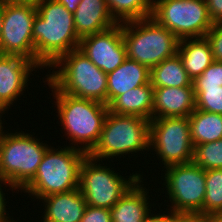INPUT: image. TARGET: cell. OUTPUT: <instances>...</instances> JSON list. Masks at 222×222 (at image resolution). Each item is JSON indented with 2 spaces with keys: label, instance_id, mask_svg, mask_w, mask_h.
<instances>
[{
  "label": "cell",
  "instance_id": "cell-1",
  "mask_svg": "<svg viewBox=\"0 0 222 222\" xmlns=\"http://www.w3.org/2000/svg\"><path fill=\"white\" fill-rule=\"evenodd\" d=\"M33 23L34 63L50 68L59 58L79 48L74 15L56 0H38Z\"/></svg>",
  "mask_w": 222,
  "mask_h": 222
},
{
  "label": "cell",
  "instance_id": "cell-2",
  "mask_svg": "<svg viewBox=\"0 0 222 222\" xmlns=\"http://www.w3.org/2000/svg\"><path fill=\"white\" fill-rule=\"evenodd\" d=\"M52 93L56 99V116L59 117L62 131H65L64 135L71 141L69 146L88 155L99 141L109 107L102 102L74 97L61 91Z\"/></svg>",
  "mask_w": 222,
  "mask_h": 222
},
{
  "label": "cell",
  "instance_id": "cell-3",
  "mask_svg": "<svg viewBox=\"0 0 222 222\" xmlns=\"http://www.w3.org/2000/svg\"><path fill=\"white\" fill-rule=\"evenodd\" d=\"M53 71L43 80L51 91H61L78 98L91 99L107 105V74L96 67L79 49L59 58Z\"/></svg>",
  "mask_w": 222,
  "mask_h": 222
},
{
  "label": "cell",
  "instance_id": "cell-4",
  "mask_svg": "<svg viewBox=\"0 0 222 222\" xmlns=\"http://www.w3.org/2000/svg\"><path fill=\"white\" fill-rule=\"evenodd\" d=\"M60 148L46 150L34 178L22 189L24 193L41 199L79 188L80 165L87 154L66 145Z\"/></svg>",
  "mask_w": 222,
  "mask_h": 222
},
{
  "label": "cell",
  "instance_id": "cell-5",
  "mask_svg": "<svg viewBox=\"0 0 222 222\" xmlns=\"http://www.w3.org/2000/svg\"><path fill=\"white\" fill-rule=\"evenodd\" d=\"M150 120L135 115L108 112L98 143L88 154L101 161L149 150ZM120 155V156H119Z\"/></svg>",
  "mask_w": 222,
  "mask_h": 222
},
{
  "label": "cell",
  "instance_id": "cell-6",
  "mask_svg": "<svg viewBox=\"0 0 222 222\" xmlns=\"http://www.w3.org/2000/svg\"><path fill=\"white\" fill-rule=\"evenodd\" d=\"M127 58L150 70L177 54L179 39L152 17L122 23Z\"/></svg>",
  "mask_w": 222,
  "mask_h": 222
},
{
  "label": "cell",
  "instance_id": "cell-7",
  "mask_svg": "<svg viewBox=\"0 0 222 222\" xmlns=\"http://www.w3.org/2000/svg\"><path fill=\"white\" fill-rule=\"evenodd\" d=\"M32 134L8 132L0 143V180L21 190L34 178L49 148Z\"/></svg>",
  "mask_w": 222,
  "mask_h": 222
},
{
  "label": "cell",
  "instance_id": "cell-8",
  "mask_svg": "<svg viewBox=\"0 0 222 222\" xmlns=\"http://www.w3.org/2000/svg\"><path fill=\"white\" fill-rule=\"evenodd\" d=\"M97 162L88 155L82 161L79 190L87 205L111 209L142 175L133 172L129 178H125L120 172L116 173L111 166H102L100 161L99 164Z\"/></svg>",
  "mask_w": 222,
  "mask_h": 222
},
{
  "label": "cell",
  "instance_id": "cell-9",
  "mask_svg": "<svg viewBox=\"0 0 222 222\" xmlns=\"http://www.w3.org/2000/svg\"><path fill=\"white\" fill-rule=\"evenodd\" d=\"M151 17L179 40L205 37L213 25L206 0H153Z\"/></svg>",
  "mask_w": 222,
  "mask_h": 222
},
{
  "label": "cell",
  "instance_id": "cell-10",
  "mask_svg": "<svg viewBox=\"0 0 222 222\" xmlns=\"http://www.w3.org/2000/svg\"><path fill=\"white\" fill-rule=\"evenodd\" d=\"M149 150L157 154L164 168L193 161L194 146L189 117L151 119Z\"/></svg>",
  "mask_w": 222,
  "mask_h": 222
},
{
  "label": "cell",
  "instance_id": "cell-11",
  "mask_svg": "<svg viewBox=\"0 0 222 222\" xmlns=\"http://www.w3.org/2000/svg\"><path fill=\"white\" fill-rule=\"evenodd\" d=\"M163 173V182L170 199V208L180 214H203V202L206 194L205 170L193 161L171 165Z\"/></svg>",
  "mask_w": 222,
  "mask_h": 222
},
{
  "label": "cell",
  "instance_id": "cell-12",
  "mask_svg": "<svg viewBox=\"0 0 222 222\" xmlns=\"http://www.w3.org/2000/svg\"><path fill=\"white\" fill-rule=\"evenodd\" d=\"M36 3H4L0 54L18 55L34 62L33 23Z\"/></svg>",
  "mask_w": 222,
  "mask_h": 222
},
{
  "label": "cell",
  "instance_id": "cell-13",
  "mask_svg": "<svg viewBox=\"0 0 222 222\" xmlns=\"http://www.w3.org/2000/svg\"><path fill=\"white\" fill-rule=\"evenodd\" d=\"M78 49L104 73L112 72L127 59L122 23L81 38Z\"/></svg>",
  "mask_w": 222,
  "mask_h": 222
},
{
  "label": "cell",
  "instance_id": "cell-14",
  "mask_svg": "<svg viewBox=\"0 0 222 222\" xmlns=\"http://www.w3.org/2000/svg\"><path fill=\"white\" fill-rule=\"evenodd\" d=\"M35 69L39 67L25 57L0 54V102L8 110L28 88L27 82Z\"/></svg>",
  "mask_w": 222,
  "mask_h": 222
},
{
  "label": "cell",
  "instance_id": "cell-15",
  "mask_svg": "<svg viewBox=\"0 0 222 222\" xmlns=\"http://www.w3.org/2000/svg\"><path fill=\"white\" fill-rule=\"evenodd\" d=\"M196 109L193 87L154 88L153 119L189 117Z\"/></svg>",
  "mask_w": 222,
  "mask_h": 222
},
{
  "label": "cell",
  "instance_id": "cell-16",
  "mask_svg": "<svg viewBox=\"0 0 222 222\" xmlns=\"http://www.w3.org/2000/svg\"><path fill=\"white\" fill-rule=\"evenodd\" d=\"M43 202V222H81L87 207L79 188L39 199Z\"/></svg>",
  "mask_w": 222,
  "mask_h": 222
},
{
  "label": "cell",
  "instance_id": "cell-17",
  "mask_svg": "<svg viewBox=\"0 0 222 222\" xmlns=\"http://www.w3.org/2000/svg\"><path fill=\"white\" fill-rule=\"evenodd\" d=\"M142 180L143 176L109 209L112 222H145L148 214L153 211L148 201L152 200L148 196L149 190L141 183Z\"/></svg>",
  "mask_w": 222,
  "mask_h": 222
},
{
  "label": "cell",
  "instance_id": "cell-18",
  "mask_svg": "<svg viewBox=\"0 0 222 222\" xmlns=\"http://www.w3.org/2000/svg\"><path fill=\"white\" fill-rule=\"evenodd\" d=\"M73 15L75 31L80 39L117 24L109 12L106 0H81Z\"/></svg>",
  "mask_w": 222,
  "mask_h": 222
},
{
  "label": "cell",
  "instance_id": "cell-19",
  "mask_svg": "<svg viewBox=\"0 0 222 222\" xmlns=\"http://www.w3.org/2000/svg\"><path fill=\"white\" fill-rule=\"evenodd\" d=\"M150 69L127 58L117 69L107 74V106L118 96L150 83Z\"/></svg>",
  "mask_w": 222,
  "mask_h": 222
},
{
  "label": "cell",
  "instance_id": "cell-20",
  "mask_svg": "<svg viewBox=\"0 0 222 222\" xmlns=\"http://www.w3.org/2000/svg\"><path fill=\"white\" fill-rule=\"evenodd\" d=\"M154 87L151 82L118 96L108 107L119 115H135L147 120L153 119Z\"/></svg>",
  "mask_w": 222,
  "mask_h": 222
},
{
  "label": "cell",
  "instance_id": "cell-21",
  "mask_svg": "<svg viewBox=\"0 0 222 222\" xmlns=\"http://www.w3.org/2000/svg\"><path fill=\"white\" fill-rule=\"evenodd\" d=\"M177 53L192 81L214 61L211 46L206 37L181 39Z\"/></svg>",
  "mask_w": 222,
  "mask_h": 222
},
{
  "label": "cell",
  "instance_id": "cell-22",
  "mask_svg": "<svg viewBox=\"0 0 222 222\" xmlns=\"http://www.w3.org/2000/svg\"><path fill=\"white\" fill-rule=\"evenodd\" d=\"M150 74V82L154 88L193 87V81L184 69L178 53L153 67Z\"/></svg>",
  "mask_w": 222,
  "mask_h": 222
},
{
  "label": "cell",
  "instance_id": "cell-23",
  "mask_svg": "<svg viewBox=\"0 0 222 222\" xmlns=\"http://www.w3.org/2000/svg\"><path fill=\"white\" fill-rule=\"evenodd\" d=\"M193 146L222 139V114L195 109L189 116Z\"/></svg>",
  "mask_w": 222,
  "mask_h": 222
},
{
  "label": "cell",
  "instance_id": "cell-24",
  "mask_svg": "<svg viewBox=\"0 0 222 222\" xmlns=\"http://www.w3.org/2000/svg\"><path fill=\"white\" fill-rule=\"evenodd\" d=\"M109 12L117 23L151 17L153 0H106Z\"/></svg>",
  "mask_w": 222,
  "mask_h": 222
},
{
  "label": "cell",
  "instance_id": "cell-25",
  "mask_svg": "<svg viewBox=\"0 0 222 222\" xmlns=\"http://www.w3.org/2000/svg\"><path fill=\"white\" fill-rule=\"evenodd\" d=\"M203 215L222 213V169L205 170Z\"/></svg>",
  "mask_w": 222,
  "mask_h": 222
},
{
  "label": "cell",
  "instance_id": "cell-26",
  "mask_svg": "<svg viewBox=\"0 0 222 222\" xmlns=\"http://www.w3.org/2000/svg\"><path fill=\"white\" fill-rule=\"evenodd\" d=\"M193 162L203 170L222 169V139L194 146Z\"/></svg>",
  "mask_w": 222,
  "mask_h": 222
},
{
  "label": "cell",
  "instance_id": "cell-27",
  "mask_svg": "<svg viewBox=\"0 0 222 222\" xmlns=\"http://www.w3.org/2000/svg\"><path fill=\"white\" fill-rule=\"evenodd\" d=\"M196 109L222 114V86L194 88Z\"/></svg>",
  "mask_w": 222,
  "mask_h": 222
},
{
  "label": "cell",
  "instance_id": "cell-28",
  "mask_svg": "<svg viewBox=\"0 0 222 222\" xmlns=\"http://www.w3.org/2000/svg\"><path fill=\"white\" fill-rule=\"evenodd\" d=\"M193 88L221 87L222 86V61H213L209 67L193 82Z\"/></svg>",
  "mask_w": 222,
  "mask_h": 222
},
{
  "label": "cell",
  "instance_id": "cell-29",
  "mask_svg": "<svg viewBox=\"0 0 222 222\" xmlns=\"http://www.w3.org/2000/svg\"><path fill=\"white\" fill-rule=\"evenodd\" d=\"M205 37L211 46L213 59L222 61V23H213Z\"/></svg>",
  "mask_w": 222,
  "mask_h": 222
},
{
  "label": "cell",
  "instance_id": "cell-30",
  "mask_svg": "<svg viewBox=\"0 0 222 222\" xmlns=\"http://www.w3.org/2000/svg\"><path fill=\"white\" fill-rule=\"evenodd\" d=\"M81 222H112V220L109 209L87 205Z\"/></svg>",
  "mask_w": 222,
  "mask_h": 222
},
{
  "label": "cell",
  "instance_id": "cell-31",
  "mask_svg": "<svg viewBox=\"0 0 222 222\" xmlns=\"http://www.w3.org/2000/svg\"><path fill=\"white\" fill-rule=\"evenodd\" d=\"M0 222H17L15 220H13L12 218L10 219L9 213L7 214V208H6V199H5V193H3L4 191V187L6 188L7 186L10 187L8 190L12 189L16 190V188H14L13 186H11L9 183L0 180ZM3 185H5L4 187H2ZM3 188V190H2ZM8 215V217H7Z\"/></svg>",
  "mask_w": 222,
  "mask_h": 222
},
{
  "label": "cell",
  "instance_id": "cell-32",
  "mask_svg": "<svg viewBox=\"0 0 222 222\" xmlns=\"http://www.w3.org/2000/svg\"><path fill=\"white\" fill-rule=\"evenodd\" d=\"M213 23H222V0H206Z\"/></svg>",
  "mask_w": 222,
  "mask_h": 222
},
{
  "label": "cell",
  "instance_id": "cell-33",
  "mask_svg": "<svg viewBox=\"0 0 222 222\" xmlns=\"http://www.w3.org/2000/svg\"><path fill=\"white\" fill-rule=\"evenodd\" d=\"M167 210V214L165 211L163 214H151V212L148 214L145 222H179V213L174 212L173 210H170V212ZM169 212V213H168ZM165 213V214H164Z\"/></svg>",
  "mask_w": 222,
  "mask_h": 222
},
{
  "label": "cell",
  "instance_id": "cell-34",
  "mask_svg": "<svg viewBox=\"0 0 222 222\" xmlns=\"http://www.w3.org/2000/svg\"><path fill=\"white\" fill-rule=\"evenodd\" d=\"M179 222H209V215L199 213L180 214Z\"/></svg>",
  "mask_w": 222,
  "mask_h": 222
},
{
  "label": "cell",
  "instance_id": "cell-35",
  "mask_svg": "<svg viewBox=\"0 0 222 222\" xmlns=\"http://www.w3.org/2000/svg\"><path fill=\"white\" fill-rule=\"evenodd\" d=\"M59 4L64 5V7L71 13H74L77 6L81 0H56Z\"/></svg>",
  "mask_w": 222,
  "mask_h": 222
},
{
  "label": "cell",
  "instance_id": "cell-36",
  "mask_svg": "<svg viewBox=\"0 0 222 222\" xmlns=\"http://www.w3.org/2000/svg\"><path fill=\"white\" fill-rule=\"evenodd\" d=\"M7 109H0V143L4 140L5 138V135L8 133V131L6 132L4 129V127L2 126V124L4 122H2L1 118H2V115L3 113H5ZM2 114V115H1ZM5 131V132H4Z\"/></svg>",
  "mask_w": 222,
  "mask_h": 222
},
{
  "label": "cell",
  "instance_id": "cell-37",
  "mask_svg": "<svg viewBox=\"0 0 222 222\" xmlns=\"http://www.w3.org/2000/svg\"><path fill=\"white\" fill-rule=\"evenodd\" d=\"M209 222H222V213L210 214Z\"/></svg>",
  "mask_w": 222,
  "mask_h": 222
},
{
  "label": "cell",
  "instance_id": "cell-38",
  "mask_svg": "<svg viewBox=\"0 0 222 222\" xmlns=\"http://www.w3.org/2000/svg\"><path fill=\"white\" fill-rule=\"evenodd\" d=\"M38 0H0V2L4 3H16V2H23V3H36Z\"/></svg>",
  "mask_w": 222,
  "mask_h": 222
},
{
  "label": "cell",
  "instance_id": "cell-39",
  "mask_svg": "<svg viewBox=\"0 0 222 222\" xmlns=\"http://www.w3.org/2000/svg\"><path fill=\"white\" fill-rule=\"evenodd\" d=\"M2 23H3V2H0V36L2 32Z\"/></svg>",
  "mask_w": 222,
  "mask_h": 222
},
{
  "label": "cell",
  "instance_id": "cell-40",
  "mask_svg": "<svg viewBox=\"0 0 222 222\" xmlns=\"http://www.w3.org/2000/svg\"><path fill=\"white\" fill-rule=\"evenodd\" d=\"M0 109H7V108L0 102Z\"/></svg>",
  "mask_w": 222,
  "mask_h": 222
}]
</instances>
